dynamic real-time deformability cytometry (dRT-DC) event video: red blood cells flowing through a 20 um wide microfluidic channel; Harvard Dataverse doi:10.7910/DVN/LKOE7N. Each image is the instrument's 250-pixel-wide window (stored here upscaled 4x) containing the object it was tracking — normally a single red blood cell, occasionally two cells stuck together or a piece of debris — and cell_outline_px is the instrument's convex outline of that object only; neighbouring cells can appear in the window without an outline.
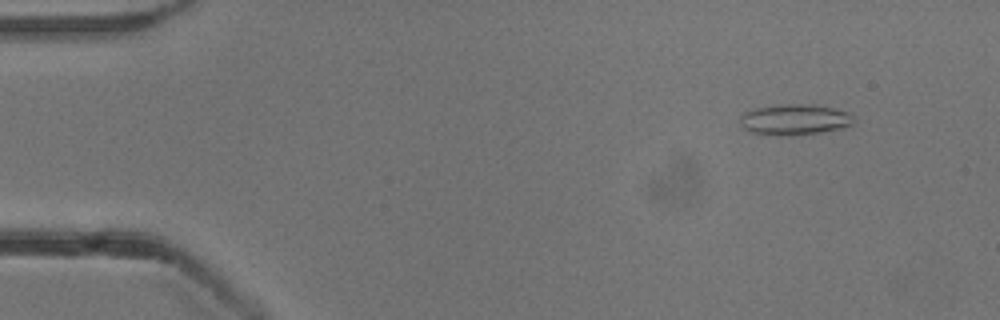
{"species": "common noctule bat (a hibernating species)", "species_latin": "Nyctalus noctula", "temperature_condition": "cold", "stored_images_in_passage": 53, "camera_frame_rate_fps": 3000, "um_per_image_px": 0.085, "animal": {"sex": "male", "body_mass_g": 13.3}, "frame": {"image": 1, "passage_image": 6, "time_ms": 1.667, "image_size_px": [1000, 320], "cell_outline_px": [[856, 116], [852, 124], [840, 128], [820, 132], [796, 136], [776, 136], [748, 132], [740, 124], [740, 116], [744, 112], [756, 108], [784, 104], [816, 104], [848, 112]], "centroid_in_image_um": [67.53, 10.17], "position_along_channel_um": 17.5, "area_um2": 20.69}}
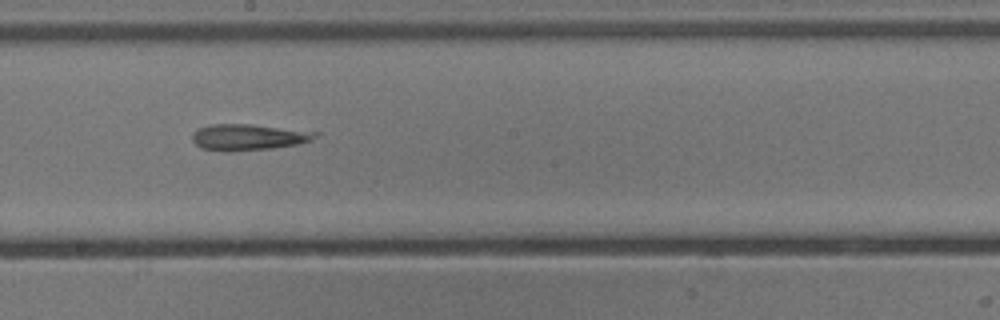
{"frame": {"image": 2, "passage_image": 30, "time_ms": 9.667, "image_size_px": [1000, 320], "cell_outline_px": [[320, 132], [312, 140], [296, 144], [272, 148], [232, 152], [224, 152], [200, 148], [192, 140], [192, 136], [200, 128], [212, 124], [252, 124]], "centroid_in_image_um": [21.11, 11.67], "position_along_channel_um": 227.1, "area_um2": 18.79}}
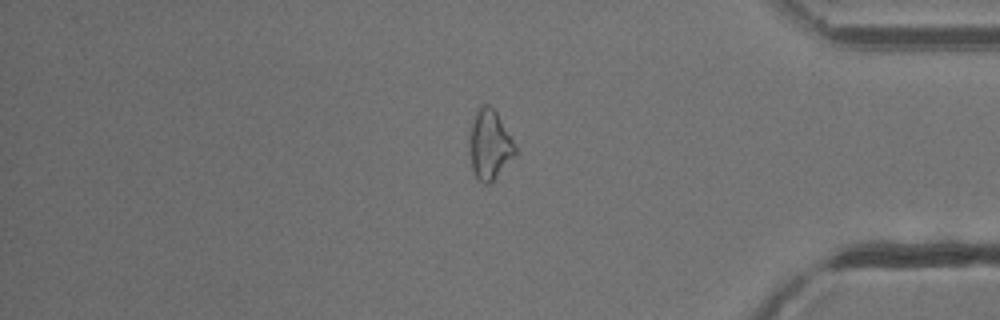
{"frame": {"image": 3, "passage_image": 45, "time_ms": 14.667, "image_size_px": [1000, 320], "cell_outline_px": [[516, 152], [496, 176], [488, 184], [484, 184], [472, 172], [468, 152], [468, 140], [472, 124], [476, 112], [484, 104], [488, 104], [496, 112], [512, 140], [516, 148]], "centroid_in_image_um": [41.56, 12.31], "position_along_channel_um": 393.6, "area_um2": 18.09}}